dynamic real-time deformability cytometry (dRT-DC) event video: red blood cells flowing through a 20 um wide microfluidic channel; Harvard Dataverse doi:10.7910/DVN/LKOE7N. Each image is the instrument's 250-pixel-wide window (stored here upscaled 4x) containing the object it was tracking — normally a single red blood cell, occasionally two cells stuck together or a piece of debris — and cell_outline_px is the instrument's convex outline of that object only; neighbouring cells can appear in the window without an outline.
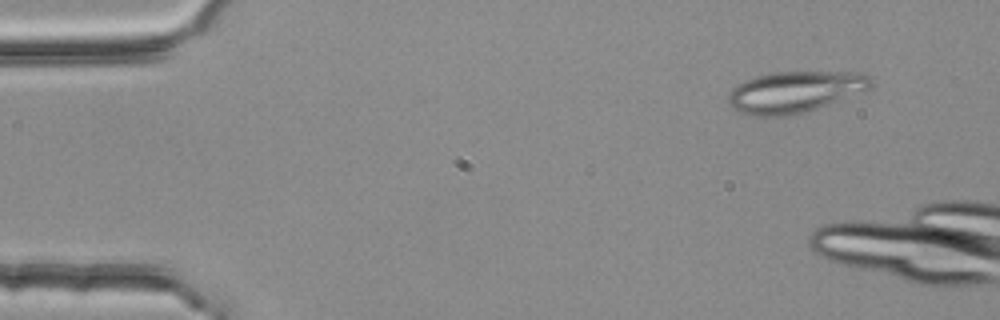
{"species": "common noctule bat (a hibernating species)", "species_latin": "Nyctalus noctula", "temperature_condition": "room temperature", "stored_images_in_passage": 6, "camera_frame_rate_fps": 3000, "um_per_image_px": 0.085, "animal": {"sex": "female", "body_mass_g": 25.1}, "frame": {"image": 1, "passage_image": 2, "time_ms": 0.333, "image_size_px": [1000, 320], "cell_outline_px": [[872, 88], [868, 92], [792, 116], [756, 116], [740, 112], [732, 108], [728, 104], [728, 92], [732, 88], [744, 80], [756, 76], [772, 72], [864, 72], [872, 76]], "centroid_in_image_um": [67.64, 7.81], "position_along_channel_um": 17.4, "area_um2": 35.14}}